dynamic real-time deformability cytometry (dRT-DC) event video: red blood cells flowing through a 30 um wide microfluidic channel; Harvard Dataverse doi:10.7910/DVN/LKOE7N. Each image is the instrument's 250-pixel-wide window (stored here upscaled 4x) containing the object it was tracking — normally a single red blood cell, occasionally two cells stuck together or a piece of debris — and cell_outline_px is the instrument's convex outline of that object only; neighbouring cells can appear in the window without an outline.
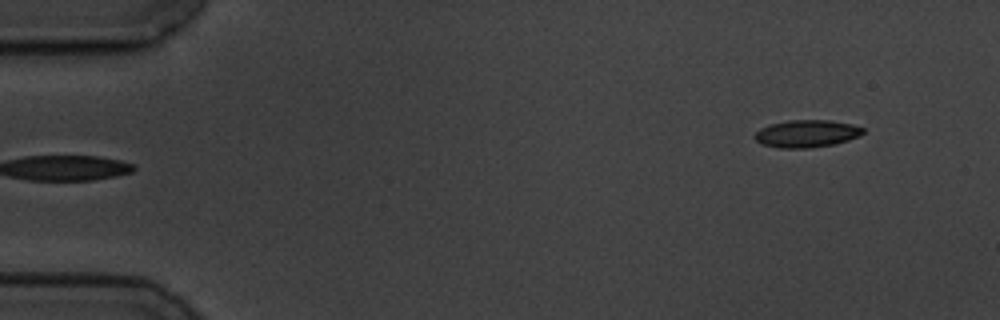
{"species": "common noctule bat (a hibernating species)", "species_latin": "Nyctalus noctula", "temperature_condition": "cold", "stored_images_in_passage": 12, "camera_frame_rate_fps": 3000, "um_per_image_px": 0.085, "animal": {"sex": "male", "body_mass_g": 19.5, "forearm_length_mm": 54.6}, "frame": {"image": 1, "passage_image": 2, "time_ms": 0.333, "image_size_px": [1000, 320], "cell_outline_px": [[864, 132], [860, 136], [848, 140], [832, 144], [808, 148], [780, 148], [760, 144], [752, 136], [760, 128], [768, 124], [788, 120], [832, 120], [852, 124], [864, 128]], "centroid_in_image_um": [68.53, 11.35], "position_along_channel_um": 16.5, "area_um2": 17.46}}